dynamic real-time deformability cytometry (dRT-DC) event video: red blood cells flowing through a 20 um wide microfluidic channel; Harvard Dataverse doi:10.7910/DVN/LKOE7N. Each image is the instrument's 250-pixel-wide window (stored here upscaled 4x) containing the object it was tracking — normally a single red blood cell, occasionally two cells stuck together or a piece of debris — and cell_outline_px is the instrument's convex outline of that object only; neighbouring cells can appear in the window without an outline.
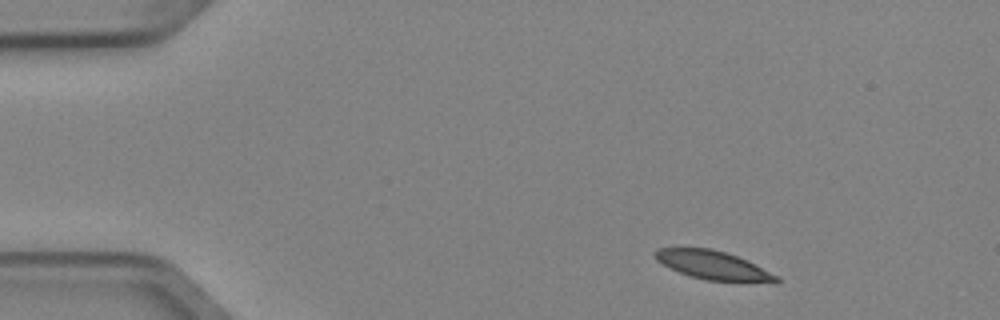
{"species": "Egyptian fruit bat (a non-hibernating species)", "species_latin": "Rousettus aegyptiacus", "temperature_condition": "cold", "stored_images_in_passage": 5, "segment_of_instrument_passage": [2, 2], "camera_frame_rate_fps": 3000, "um_per_image_px": 0.085, "animal": {"sex": "female"}, "frame": {"image": 1, "passage_image": 5, "time_ms": 1.333, "image_size_px": [1000, 320], "cell_outline_px": [[780, 280], [776, 284], [708, 280], [692, 276], [680, 272], [656, 260], [652, 252], [656, 248], [712, 248], [748, 260], [780, 276]], "centroid_in_image_um": [60.71, 22.56], "position_along_channel_um": 24.3, "area_um2": 20.52}}